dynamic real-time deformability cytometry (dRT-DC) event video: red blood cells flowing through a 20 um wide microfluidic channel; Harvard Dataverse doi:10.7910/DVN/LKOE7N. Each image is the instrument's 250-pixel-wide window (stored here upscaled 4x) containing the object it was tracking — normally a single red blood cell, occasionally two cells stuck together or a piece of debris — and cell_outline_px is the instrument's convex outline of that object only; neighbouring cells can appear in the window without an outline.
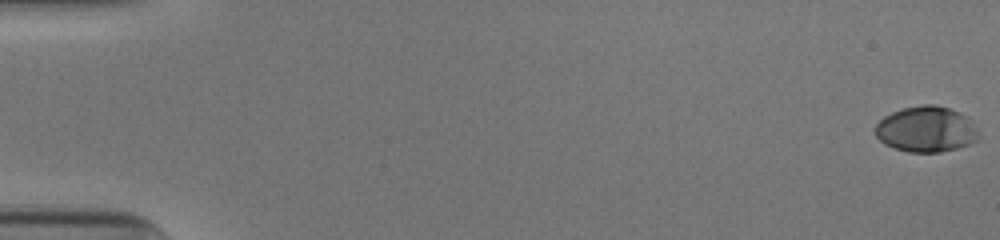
{"species": "human", "species_latin": "Homo sapiens", "temperature_condition": "cold", "stored_images_in_passage": 54, "camera_frame_rate_fps": 3000, "um_per_image_px": 0.085, "donor": {"sex": "male"}, "frame": {"image": 1, "passage_image": 1, "time_ms": 0.0, "image_size_px": [1000, 240], "cell_outline_px": [[976, 140], [968, 144], [956, 148], [940, 152], [908, 152], [892, 148], [884, 144], [876, 136], [876, 124], [884, 116], [892, 112], [904, 108], [924, 104], [936, 104], [960, 112], [968, 116], [972, 120], [976, 128]], "centroid_in_image_um": [78.71, 10.98], "position_along_channel_um": 6.3, "area_um2": 27.51}}
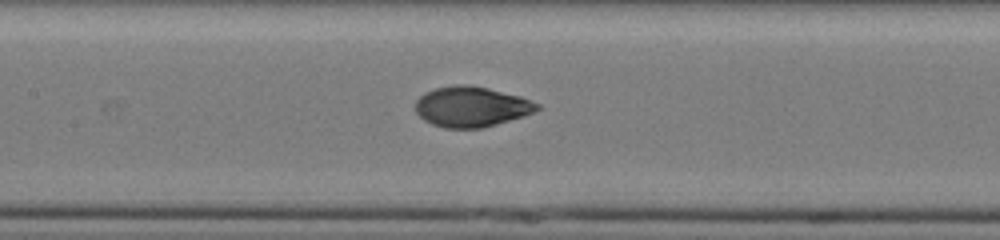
{"frame": {"image": 2, "passage_image": 27, "time_ms": 8.667, "image_size_px": [1000, 240], "cell_outline_px": [[540, 108], [524, 116], [484, 128], [444, 128], [432, 124], [424, 120], [416, 112], [416, 100], [424, 92], [436, 88], [456, 84], [468, 84], [488, 88], [520, 96], [540, 104]], "centroid_in_image_um": [40.06, 9.07], "position_along_channel_um": 167.3, "area_um2": 28.67}}
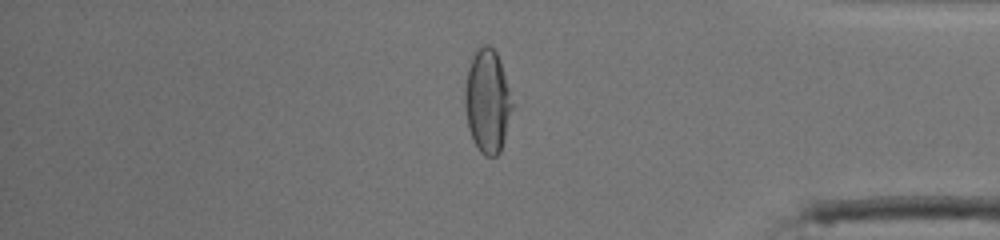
{"frame": {"image": 3, "passage_image": 46, "time_ms": 15.0, "image_size_px": [1000, 240], "cell_outline_px": [[516, 104], [500, 152], [496, 156], [484, 156], [480, 152], [468, 128], [464, 108], [464, 96], [468, 68], [476, 52], [484, 44], [488, 44], [496, 52], [500, 60]], "centroid_in_image_um": [41.48, 8.63], "position_along_channel_um": 393.7, "area_um2": 29.02}, "authors_computed_cell_mechanics": {"area_um2": 28.4665, "velocity_mm_per_s": 3.9184, "shape_relaxation_time_tau1_ms": 4.4305, "shape_relaxation_time_tau2_ms": 0.9195, "deformation_change_tau1": 0.2113, "deformation_change_tau2": 0.0491}}